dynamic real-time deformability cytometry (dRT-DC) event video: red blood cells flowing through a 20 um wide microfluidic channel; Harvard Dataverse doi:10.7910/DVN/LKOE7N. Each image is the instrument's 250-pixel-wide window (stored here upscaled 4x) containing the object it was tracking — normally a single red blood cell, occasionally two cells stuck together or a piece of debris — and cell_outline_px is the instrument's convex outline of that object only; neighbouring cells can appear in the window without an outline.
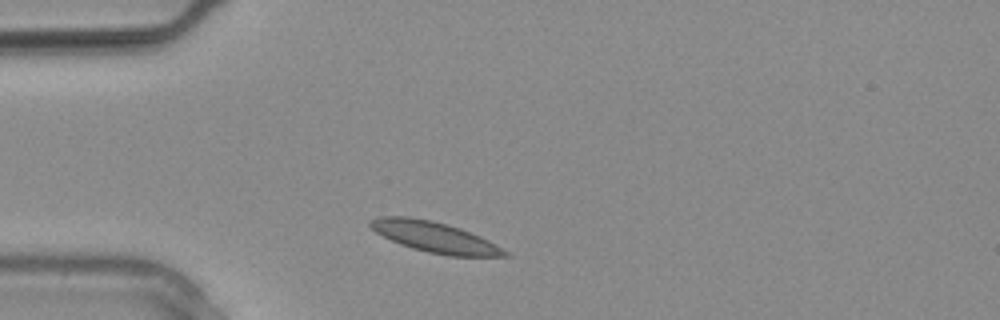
{"species": "common noctule bat (a hibernating species)", "species_latin": "Nyctalus noctula", "temperature_condition": "warm", "stored_images_in_passage": 11, "camera_frame_rate_fps": 3000, "um_per_image_px": 0.085, "animal": {"sex": "male", "body_mass_g": 20.4}, "frame": {"image": 1, "passage_image": 1, "time_ms": 0.0, "image_size_px": [1000, 320], "cell_outline_px": [[512, 256], [448, 256], [428, 252], [412, 248], [400, 244], [376, 232], [368, 224], [368, 220], [380, 216], [408, 216], [432, 220], [460, 228], [480, 236], [488, 240], [508, 252]], "centroid_in_image_um": [36.93, 20.14], "position_along_channel_um": 48.1, "area_um2": 23.87}}
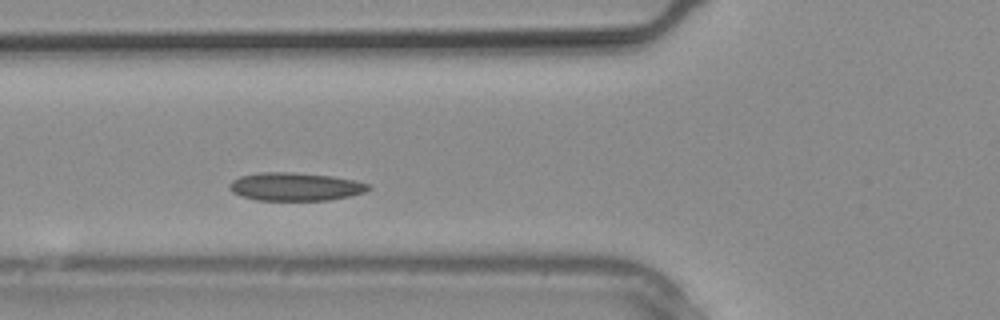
{"frame": {"image": 2, "passage_image": 4, "time_ms": 1.0, "image_size_px": [1000, 320], "cell_outline_px": [[372, 188], [364, 192], [352, 196], [328, 200], [256, 200], [240, 196], [232, 192], [228, 188], [228, 184], [232, 180], [240, 176], [260, 172], [292, 172], [332, 176], [352, 180], [368, 184]], "centroid_in_image_um": [25.06, 15.87], "position_along_channel_um": 100.7, "area_um2": 22.89}}